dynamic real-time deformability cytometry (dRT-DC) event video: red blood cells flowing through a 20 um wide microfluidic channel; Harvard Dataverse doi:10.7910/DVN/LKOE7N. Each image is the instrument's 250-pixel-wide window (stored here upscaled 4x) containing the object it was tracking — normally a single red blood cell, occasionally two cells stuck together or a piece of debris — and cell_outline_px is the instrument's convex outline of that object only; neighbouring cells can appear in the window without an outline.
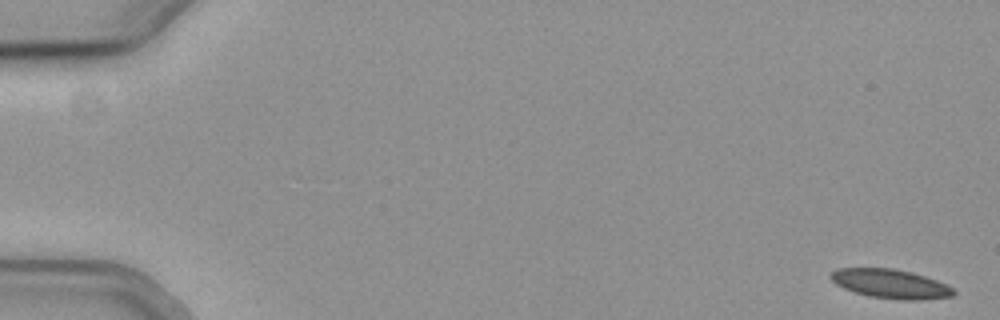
{"species": "common noctule bat (a hibernating species)", "species_latin": "Nyctalus noctula", "temperature_condition": "cold", "stored_images_in_passage": 56, "camera_frame_rate_fps": 3000, "um_per_image_px": 0.085, "animal": {"sex": "female", "body_mass_g": 19.3, "forearm_length_mm": 54.1}, "frame": {"image": 1, "passage_image": 1, "time_ms": 0.0, "image_size_px": [1000, 320], "cell_outline_px": [[956, 292], [952, 296], [920, 300], [900, 300], [868, 296], [844, 288], [836, 284], [828, 276], [836, 268], [892, 268], [912, 272], [936, 280], [952, 288]], "centroid_in_image_um": [75.67, 24.12], "position_along_channel_um": 9.3, "area_um2": 20.75}}
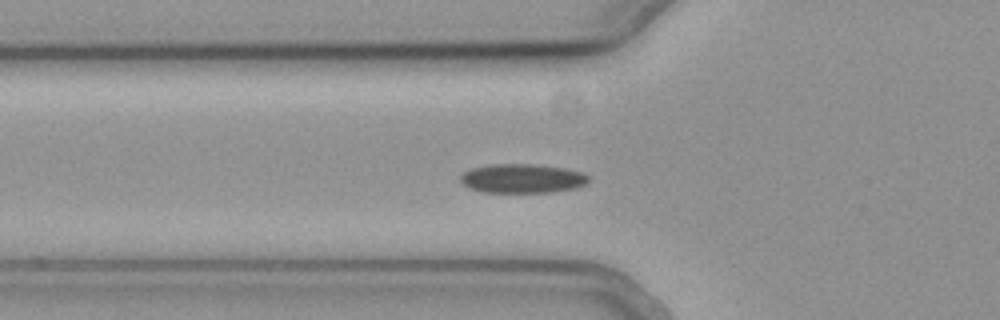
{"frame": {"image": 2, "passage_image": 20, "time_ms": 6.333, "image_size_px": [1000, 320], "cell_outline_px": [[592, 180], [576, 188], [552, 192], [480, 192], [468, 188], [460, 180], [460, 176], [464, 172], [472, 168], [492, 164], [532, 164], [564, 168], [580, 172], [588, 176]], "centroid_in_image_um": [44.38, 15.17], "position_along_channel_um": 81.4, "area_um2": 21.73}}
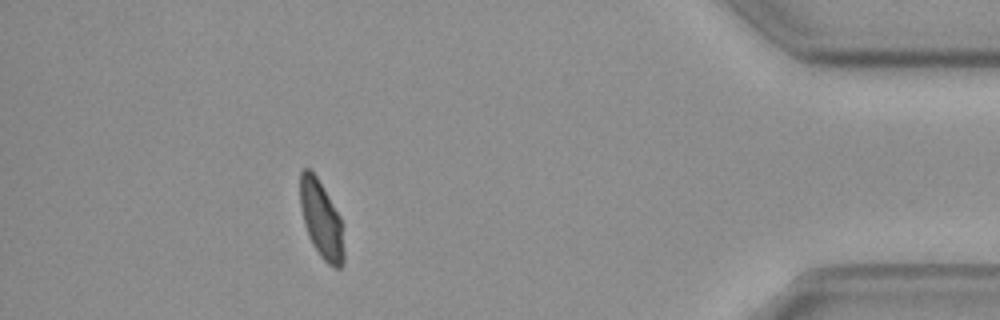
{"frame": {"image": 3, "passage_image": 50, "time_ms": 16.333, "image_size_px": [1000, 320], "cell_outline_px": [[344, 264], [340, 268], [332, 268], [320, 256], [312, 244], [308, 236], [304, 224], [300, 204], [300, 172], [304, 168], [308, 168], [316, 176], [340, 216], [344, 252]], "centroid_in_image_um": [27.31, 18.7], "position_along_channel_um": 407.9, "area_um2": 19.65}, "authors_computed_cell_mechanics": {"area_um2": 21.2993, "velocity_mm_per_s": 3.7781, "shape_relaxation_time_tau1_ms": null, "shape_relaxation_time_tau2_ms": 3.4333, "deformation_change_tau1": null, "deformation_change_tau2": 0.064}}